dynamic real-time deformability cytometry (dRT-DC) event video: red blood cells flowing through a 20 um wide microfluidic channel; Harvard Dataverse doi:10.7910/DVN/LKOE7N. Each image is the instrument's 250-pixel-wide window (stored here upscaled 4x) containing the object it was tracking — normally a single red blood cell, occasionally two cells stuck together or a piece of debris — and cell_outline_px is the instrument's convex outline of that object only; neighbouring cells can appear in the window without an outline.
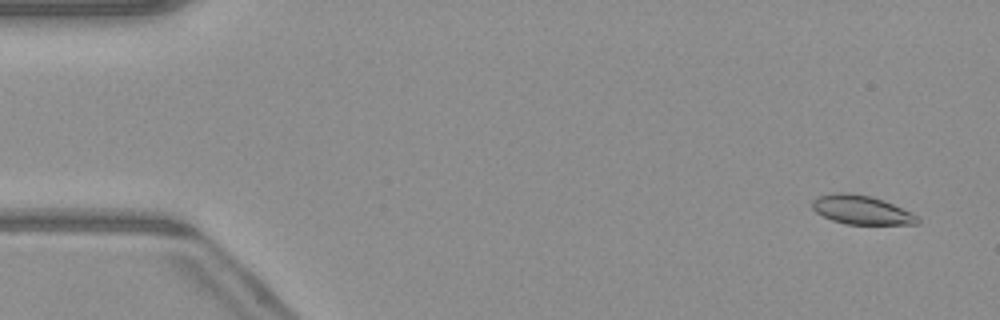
{"species": "common noctule bat (a hibernating species)", "species_latin": "Nyctalus noctula", "temperature_condition": "warm", "stored_images_in_passage": 51, "camera_frame_rate_fps": 3000, "um_per_image_px": 0.085, "animal": {"sex": "male", "body_mass_g": 23.1, "forearm_length_mm": 52.7}, "frame": {"image": 1, "passage_image": 3, "time_ms": 0.667, "image_size_px": [1000, 320], "cell_outline_px": [[920, 220], [916, 224], [848, 224], [832, 220], [816, 212], [812, 208], [812, 200], [820, 196], [832, 192], [848, 192], [872, 196], [884, 200], [912, 212], [920, 216]], "centroid_in_image_um": [73.25, 17.83], "position_along_channel_um": 11.8, "area_um2": 17.86}}
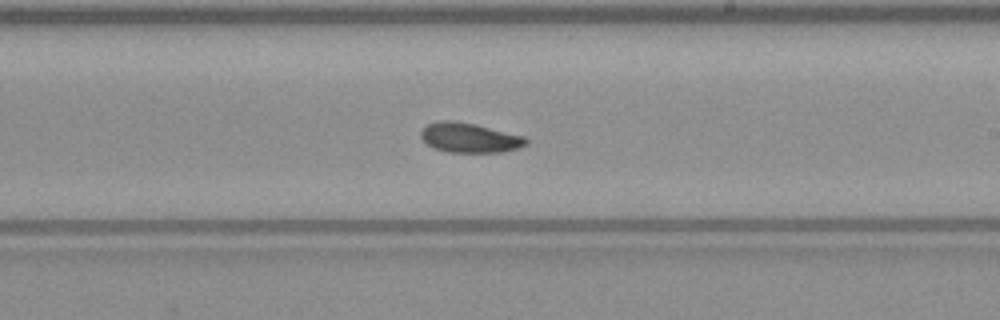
{"frame": {"image": 2, "passage_image": 30, "time_ms": 9.667, "image_size_px": [1000, 320], "cell_outline_px": [[528, 144], [504, 152], [448, 152], [432, 148], [420, 136], [420, 132], [428, 124], [440, 120], [452, 120], [476, 124], [524, 136], [528, 140]], "centroid_in_image_um": [39.91, 11.7], "position_along_channel_um": 249.1, "area_um2": 18.21}}
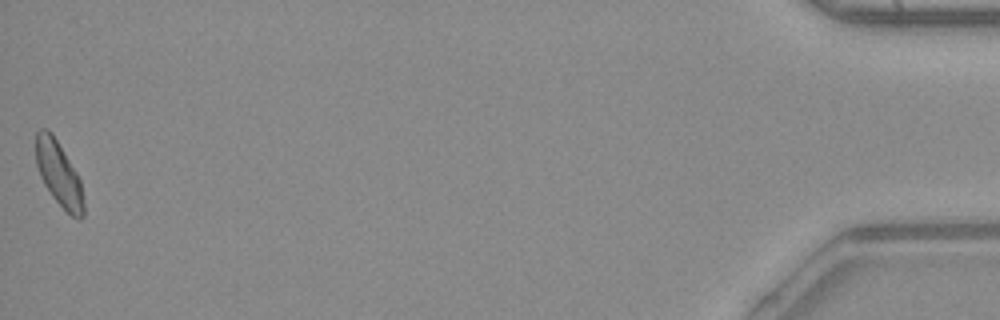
{"frame": {"image": 3, "passage_image": 51, "time_ms": 16.667, "image_size_px": [1000, 320], "cell_outline_px": [[84, 216], [80, 220], [72, 216], [52, 196], [44, 184], [40, 176], [36, 164], [36, 132], [40, 128], [48, 128], [52, 132], [76, 172], [80, 180], [84, 204]], "centroid_in_image_um": [4.99, 14.76], "position_along_channel_um": 430.2, "area_um2": 17.86}, "authors_computed_cell_mechanics": {"area_um2": 18.1492, "velocity_mm_per_s": 4.0771, "shape_relaxation_time_tau1_ms": 5.7844, "shape_relaxation_time_tau2_ms": 9.7135, "deformation_change_tau1": 0.1145, "deformation_change_tau2": 0.1384}}